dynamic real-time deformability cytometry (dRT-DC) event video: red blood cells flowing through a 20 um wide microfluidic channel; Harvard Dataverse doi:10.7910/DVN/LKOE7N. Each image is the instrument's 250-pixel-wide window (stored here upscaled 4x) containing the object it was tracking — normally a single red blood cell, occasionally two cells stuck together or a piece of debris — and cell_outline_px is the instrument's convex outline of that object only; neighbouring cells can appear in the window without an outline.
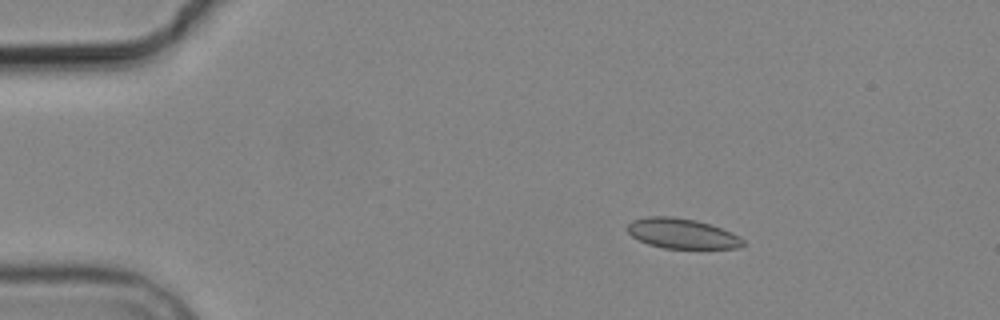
{"species": "common noctule bat (a hibernating species)", "species_latin": "Nyctalus noctula", "temperature_condition": "cold", "stored_images_in_passage": 3, "camera_frame_rate_fps": 3000, "um_per_image_px": 0.085, "animal": {"sex": "male", "body_mass_g": 19.2, "forearm_length_mm": 51.8}, "frame": {"image": 1, "passage_image": 1, "time_ms": 0.0, "image_size_px": [1000, 320], "cell_outline_px": [[744, 244], [740, 248], [664, 248], [648, 244], [632, 236], [628, 232], [628, 224], [632, 220], [648, 216], [672, 216], [696, 220], [732, 232], [740, 236], [744, 240]], "centroid_in_image_um": [57.98, 19.84], "position_along_channel_um": 27.0, "area_um2": 20.17}}